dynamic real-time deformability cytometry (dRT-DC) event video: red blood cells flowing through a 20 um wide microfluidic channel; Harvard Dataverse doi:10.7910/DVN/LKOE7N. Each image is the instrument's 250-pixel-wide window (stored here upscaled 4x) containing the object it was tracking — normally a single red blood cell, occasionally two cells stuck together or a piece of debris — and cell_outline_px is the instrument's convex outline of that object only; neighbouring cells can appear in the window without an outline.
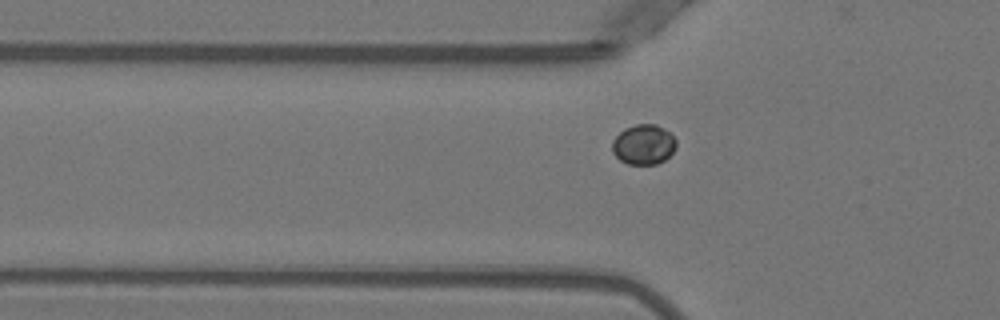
{"species": "Egyptian fruit bat (a non-hibernating species)", "species_latin": "Rousettus aegyptiacus", "temperature_condition": "warm", "stored_images_in_passage": 39, "camera_frame_rate_fps": 3000, "um_per_image_px": 0.085, "animal": {"sex": "female"}, "frame": {"image": 1, "passage_image": 8, "time_ms": 2.333, "image_size_px": [1000, 320], "cell_outline_px": [[676, 148], [664, 160], [656, 164], [628, 164], [620, 160], [612, 152], [612, 140], [624, 128], [636, 124], [656, 124], [664, 128], [676, 140]], "centroid_in_image_um": [54.69, 12.28], "position_along_channel_um": 71.1, "area_um2": 14.91}}
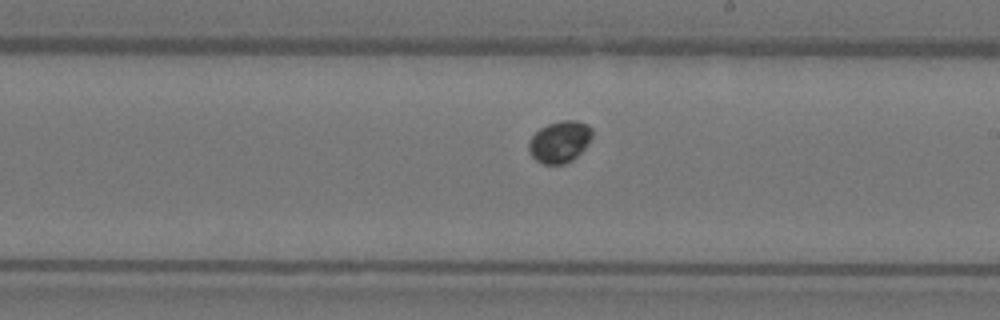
{"frame": {"image": 2, "passage_image": 21, "time_ms": 6.667, "image_size_px": [1000, 320], "cell_outline_px": [[592, 136], [588, 144], [572, 160], [564, 164], [544, 164], [536, 160], [528, 152], [528, 140], [540, 128], [548, 124], [560, 120], [576, 120], [588, 124], [592, 128]], "centroid_in_image_um": [47.57, 12.04], "position_along_channel_um": 241.4, "area_um2": 15.49}}
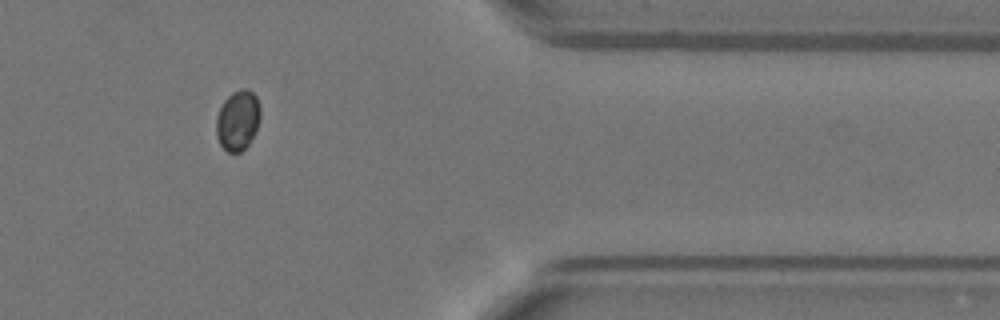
{"frame": {"image": 3, "passage_image": 34, "time_ms": 11.0, "image_size_px": [1000, 320], "cell_outline_px": [[260, 116], [256, 132], [248, 144], [240, 152], [228, 152], [220, 144], [216, 136], [216, 116], [224, 100], [232, 92], [240, 88], [248, 88], [256, 96], [260, 108]], "centroid_in_image_um": [20.21, 10.21], "position_along_channel_um": 391.2, "area_um2": 15.55}}